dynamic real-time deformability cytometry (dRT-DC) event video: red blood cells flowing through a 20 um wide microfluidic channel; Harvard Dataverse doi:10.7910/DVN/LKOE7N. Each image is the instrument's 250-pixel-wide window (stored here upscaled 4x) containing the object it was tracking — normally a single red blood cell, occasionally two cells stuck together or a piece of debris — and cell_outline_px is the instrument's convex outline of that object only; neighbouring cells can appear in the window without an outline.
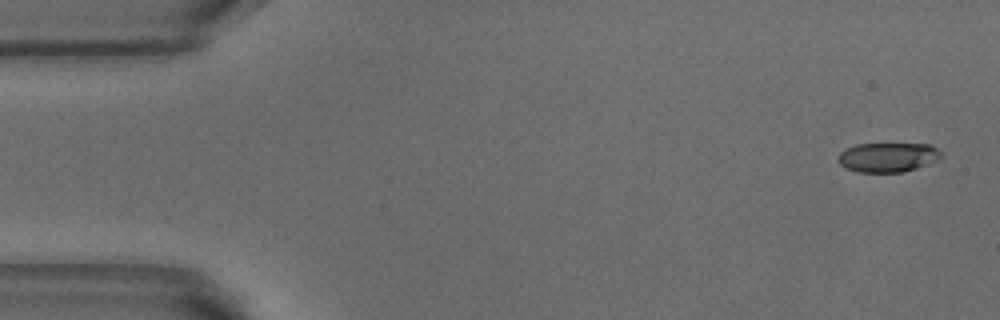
{"species": "common noctule bat (a hibernating species)", "species_latin": "Nyctalus noctula", "temperature_condition": "warm", "stored_images_in_passage": 5, "segment_of_instrument_passage": [1, 2], "camera_frame_rate_fps": 3000, "um_per_image_px": 0.085, "animal": {"sex": "male", "body_mass_g": 18.8}, "frame": {"image": 1, "passage_image": 1, "time_ms": 0.0, "image_size_px": [1000, 320], "cell_outline_px": [[940, 156], [936, 160], [928, 164], [916, 168], [900, 172], [856, 172], [840, 164], [836, 160], [836, 156], [840, 152], [856, 144], [932, 144], [940, 152]], "centroid_in_image_um": [75.42, 13.36], "position_along_channel_um": 9.6, "area_um2": 17.57}}
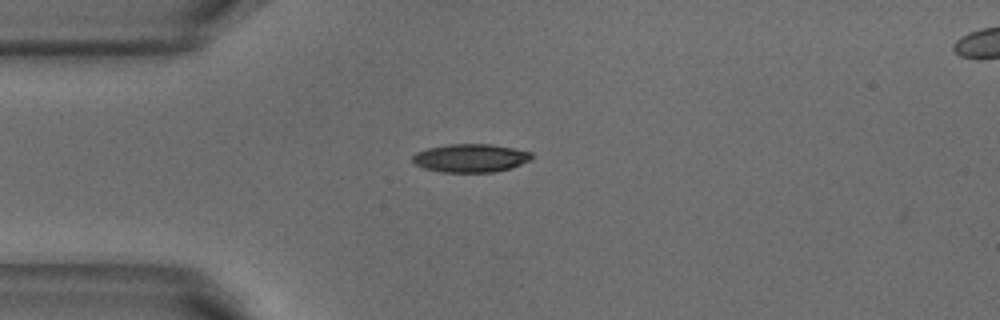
{"frame": {"image": 2, "passage_image": 4, "time_ms": 1.0, "image_size_px": [1000, 320], "cell_outline_px": [[532, 160], [512, 168], [492, 172], [440, 172], [424, 168], [416, 164], [412, 160], [412, 156], [416, 152], [428, 148], [448, 144], [492, 144], [532, 152]], "centroid_in_image_um": [40.01, 13.43], "position_along_channel_um": 45.0, "area_um2": 19.71}}